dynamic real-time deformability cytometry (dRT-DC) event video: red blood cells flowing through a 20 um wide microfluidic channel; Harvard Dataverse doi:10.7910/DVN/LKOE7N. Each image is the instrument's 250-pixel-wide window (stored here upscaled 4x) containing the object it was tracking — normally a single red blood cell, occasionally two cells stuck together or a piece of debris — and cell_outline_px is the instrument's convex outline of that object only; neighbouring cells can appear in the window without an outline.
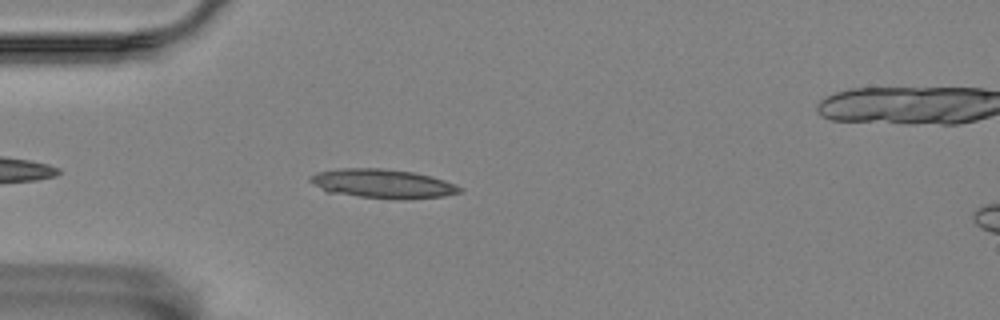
{"species": "Egyptian fruit bat (a non-hibernating species)", "species_latin": "Rousettus aegyptiacus", "temperature_condition": "room temperature", "stored_images_in_passage": 4, "camera_frame_rate_fps": 3000, "um_per_image_px": 0.085, "animal": {"sex": "female"}, "frame": {"image": 1, "passage_image": 3, "time_ms": 3.667, "image_size_px": [1000, 320], "cell_outline_px": [[464, 192], [444, 196], [360, 196], [324, 192], [308, 180], [308, 176], [316, 172], [340, 168], [380, 168], [412, 172], [432, 176], [444, 180], [464, 188]], "centroid_in_image_um": [32.43, 15.56], "position_along_channel_um": 52.6, "area_um2": 24.39}}